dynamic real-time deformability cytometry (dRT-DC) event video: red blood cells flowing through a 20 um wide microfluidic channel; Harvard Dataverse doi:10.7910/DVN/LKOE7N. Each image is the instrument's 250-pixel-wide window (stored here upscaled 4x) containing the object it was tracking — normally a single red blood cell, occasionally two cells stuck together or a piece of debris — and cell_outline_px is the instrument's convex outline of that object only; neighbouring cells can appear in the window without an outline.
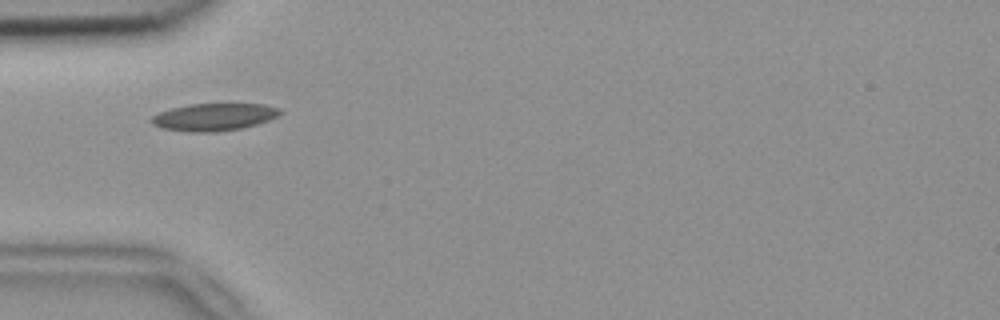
{"species": "common noctule bat (a hibernating species)", "species_latin": "Nyctalus noctula", "temperature_condition": "room temperature", "stored_images_in_passage": 1, "camera_frame_rate_fps": 3000, "um_per_image_px": 0.085, "animal": {"sex": "female", "body_mass_g": 18.4}, "frame": {"image": 1, "passage_image": 1, "time_ms": 0.0, "image_size_px": [1000, 320], "cell_outline_px": [[284, 112], [280, 116], [256, 124], [240, 128], [216, 132], [192, 132], [160, 128], [152, 124], [148, 120], [152, 116], [160, 112], [172, 108], [188, 104], [264, 104], [280, 108]], "centroid_in_image_um": [18.19, 9.94], "position_along_channel_um": 66.8, "area_um2": 20.63}}